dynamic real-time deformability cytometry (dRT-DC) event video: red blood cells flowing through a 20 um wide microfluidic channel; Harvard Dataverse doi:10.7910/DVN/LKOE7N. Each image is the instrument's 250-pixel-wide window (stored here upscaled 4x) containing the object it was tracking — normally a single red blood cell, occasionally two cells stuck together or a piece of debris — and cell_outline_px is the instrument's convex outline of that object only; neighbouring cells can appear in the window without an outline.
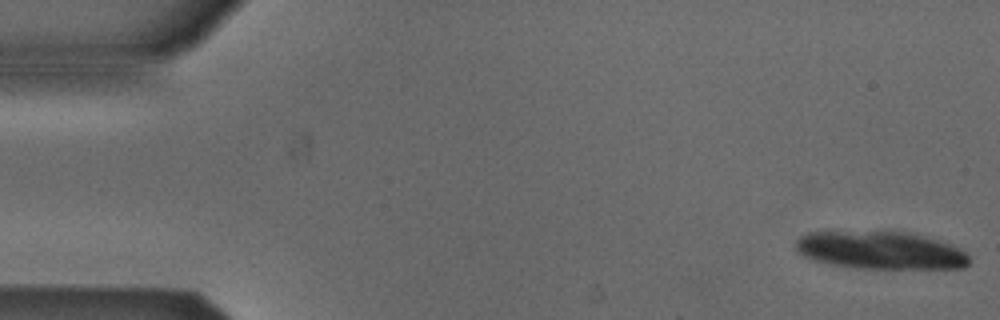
{"species": "Egyptian fruit bat (a non-hibernating species)", "species_latin": "Rousettus aegyptiacus", "temperature_condition": "cold", "stored_images_in_passage": 14, "camera_frame_rate_fps": 3000, "um_per_image_px": 0.085, "animal": {"sex": "male"}, "frame": {"image": 1, "passage_image": 1, "time_ms": 0.0, "image_size_px": [1000, 320], "cell_outline_px": [[968, 264], [964, 268], [852, 268], [812, 260], [796, 252], [796, 240], [800, 236], [808, 232], [900, 232], [936, 240], [948, 244], [968, 252]], "centroid_in_image_um": [74.79, 21.29], "position_along_channel_um": 10.2, "area_um2": 37.63}}